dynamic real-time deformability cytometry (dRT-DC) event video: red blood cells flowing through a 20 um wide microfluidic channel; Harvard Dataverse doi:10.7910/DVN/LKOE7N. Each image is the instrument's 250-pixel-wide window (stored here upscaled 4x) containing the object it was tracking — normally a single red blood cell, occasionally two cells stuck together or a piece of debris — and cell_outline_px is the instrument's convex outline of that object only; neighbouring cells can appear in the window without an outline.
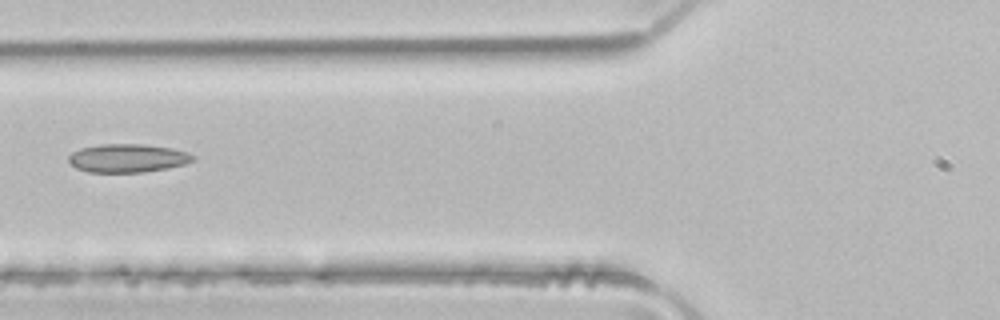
{"species": "common noctule bat (a hibernating species)", "species_latin": "Nyctalus noctula", "temperature_condition": "room temperature", "stored_images_in_passage": 4, "camera_frame_rate_fps": 3000, "um_per_image_px": 0.085, "animal": {"sex": "male", "body_mass_g": 21.5, "forearm_length_mm": 52.0}, "frame": {"image": 1, "passage_image": 4, "time_ms": 1.0, "image_size_px": [1000, 320], "cell_outline_px": [[196, 160], [184, 164], [168, 168], [144, 172], [88, 172], [76, 168], [68, 160], [68, 156], [72, 152], [80, 148], [104, 144], [144, 144], [172, 148], [188, 152], [196, 156]], "centroid_in_image_um": [10.88, 13.44], "position_along_channel_um": 114.9, "area_um2": 20.69}}